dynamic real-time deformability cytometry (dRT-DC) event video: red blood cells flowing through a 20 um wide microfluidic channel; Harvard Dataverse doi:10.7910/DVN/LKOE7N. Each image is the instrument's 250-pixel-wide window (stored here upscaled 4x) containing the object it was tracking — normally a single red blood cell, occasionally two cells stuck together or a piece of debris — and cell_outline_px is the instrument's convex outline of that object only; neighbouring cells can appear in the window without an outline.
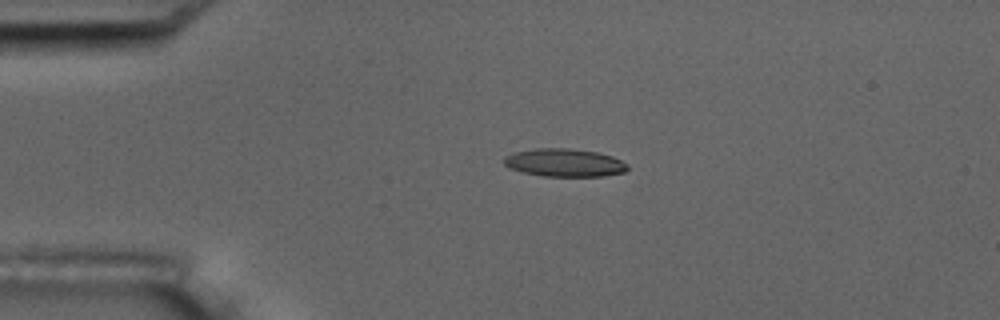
{"species": "common noctule bat (a hibernating species)", "species_latin": "Nyctalus noctula", "temperature_condition": "room temperature", "stored_images_in_passage": 5, "camera_frame_rate_fps": 3000, "um_per_image_px": 0.085, "animal": {"sex": "male", "body_mass_g": 17.5, "forearm_length_mm": 52.3}, "frame": {"image": 1, "passage_image": 3, "time_ms": 2.333, "image_size_px": [1000, 320], "cell_outline_px": [[628, 168], [624, 172], [604, 176], [544, 176], [524, 172], [508, 168], [504, 164], [504, 156], [512, 152], [536, 148], [568, 148], [596, 152], [612, 156], [628, 164]], "centroid_in_image_um": [47.95, 13.82], "position_along_channel_um": 37.0, "area_um2": 20.17}}
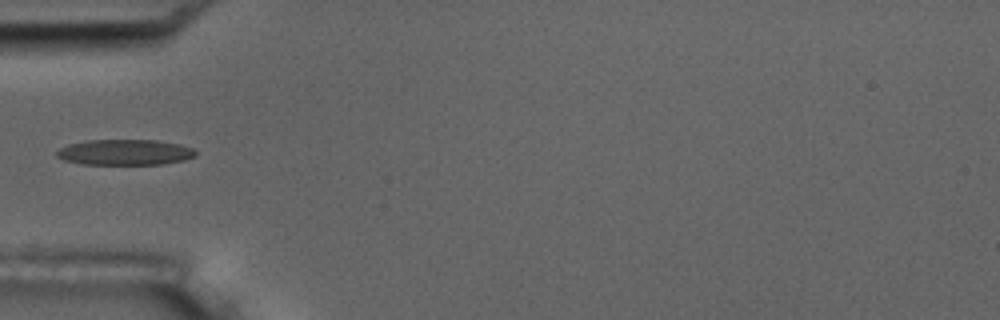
{"frame": {"image": 2, "passage_image": 5, "time_ms": 4.333, "image_size_px": [1000, 320], "cell_outline_px": [[196, 156], [184, 160], [164, 164], [80, 164], [64, 160], [56, 156], [56, 152], [60, 148], [68, 144], [84, 140], [156, 140], [180, 144], [192, 148], [196, 152]], "centroid_in_image_um": [10.6, 12.94], "position_along_channel_um": 74.4, "area_um2": 20.87}}